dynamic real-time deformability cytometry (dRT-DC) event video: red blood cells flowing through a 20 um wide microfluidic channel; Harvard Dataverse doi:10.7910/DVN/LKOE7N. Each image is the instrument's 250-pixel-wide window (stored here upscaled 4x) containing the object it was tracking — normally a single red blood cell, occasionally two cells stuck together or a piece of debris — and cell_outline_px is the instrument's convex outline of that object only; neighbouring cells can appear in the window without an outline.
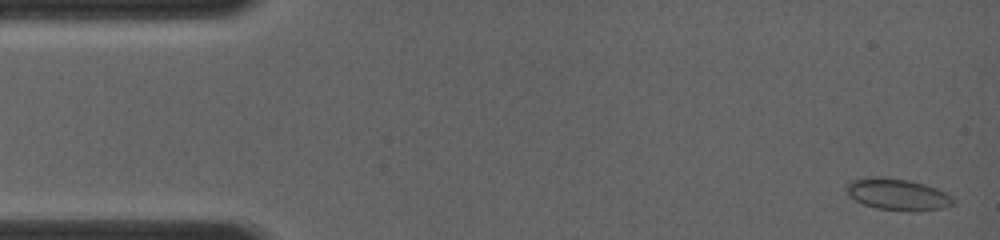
{"species": "common noctule bat (a hibernating species)", "species_latin": "Nyctalus noctula", "temperature_condition": "room temperature", "stored_images_in_passage": 4, "camera_frame_rate_fps": 4000, "um_per_image_px": 0.085, "animal": {"sex": "female", "body_mass_g": 19.0, "forearm_length_mm": 56.7}, "frame": {"image": 1, "passage_image": 1, "time_ms": 0.0, "image_size_px": [1000, 240], "cell_outline_px": [[956, 204], [944, 208], [916, 212], [908, 212], [876, 208], [864, 204], [848, 196], [844, 188], [852, 180], [872, 176], [880, 176], [908, 180], [924, 184], [936, 188], [952, 196], [956, 200]], "centroid_in_image_um": [76.32, 16.54], "position_along_channel_um": 8.7, "area_um2": 20.06}}
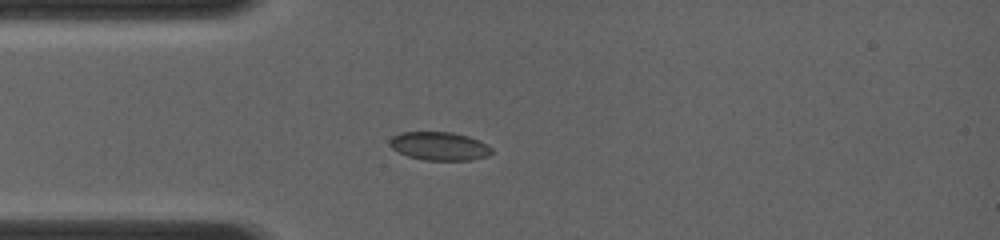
{"frame": {"image": 2, "passage_image": 4, "time_ms": 3.25, "image_size_px": [1000, 240], "cell_outline_px": [[492, 152], [488, 156], [472, 160], [424, 160], [408, 156], [392, 148], [388, 144], [388, 140], [392, 136], [400, 132], [452, 132], [468, 136], [480, 140], [488, 144], [492, 148]], "centroid_in_image_um": [37.35, 12.41], "position_along_channel_um": 47.6, "area_um2": 17.05}}